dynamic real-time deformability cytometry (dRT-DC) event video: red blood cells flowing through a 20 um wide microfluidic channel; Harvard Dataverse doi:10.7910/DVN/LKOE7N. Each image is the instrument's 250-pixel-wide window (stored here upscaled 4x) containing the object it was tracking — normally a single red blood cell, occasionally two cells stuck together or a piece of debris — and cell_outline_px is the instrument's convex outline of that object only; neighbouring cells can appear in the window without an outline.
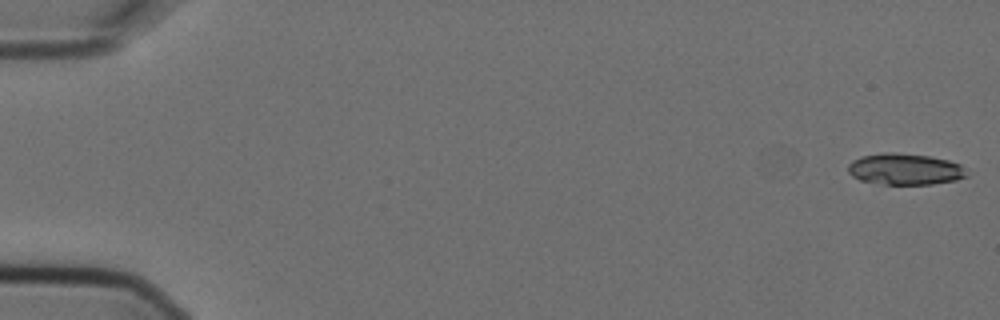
{"species": "Egyptian fruit bat (a non-hibernating species)", "species_latin": "Rousettus aegyptiacus", "temperature_condition": "cold", "stored_images_in_passage": 10, "camera_frame_rate_fps": 3000, "um_per_image_px": 0.085, "animal": {"sex": "female"}, "frame": {"image": 1, "passage_image": 1, "time_ms": 0.0, "image_size_px": [1000, 320], "cell_outline_px": [[968, 176], [956, 180], [932, 184], [884, 184], [860, 180], [852, 176], [848, 172], [848, 164], [852, 160], [864, 156], [884, 152], [892, 152], [928, 156], [948, 160], [960, 164]], "centroid_in_image_um": [76.9, 14.38], "position_along_channel_um": 8.1, "area_um2": 21.5}}